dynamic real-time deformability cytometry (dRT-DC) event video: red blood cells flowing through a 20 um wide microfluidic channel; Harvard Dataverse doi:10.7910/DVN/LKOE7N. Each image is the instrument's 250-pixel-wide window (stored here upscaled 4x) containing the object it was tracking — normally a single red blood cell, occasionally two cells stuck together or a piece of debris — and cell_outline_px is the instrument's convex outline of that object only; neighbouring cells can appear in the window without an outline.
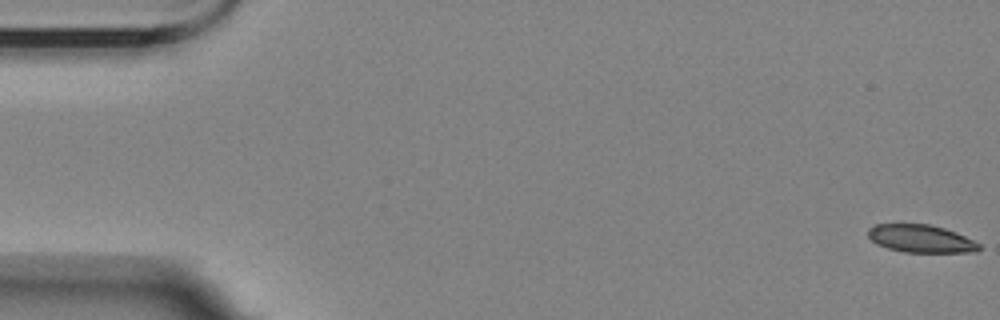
{"species": "Egyptian fruit bat (a non-hibernating species)", "species_latin": "Rousettus aegyptiacus", "temperature_condition": "room temperature", "stored_images_in_passage": 6, "camera_frame_rate_fps": 3000, "um_per_image_px": 0.085, "animal": {"sex": "female"}, "frame": {"image": 1, "passage_image": 1, "time_ms": 0.0, "image_size_px": [1000, 320], "cell_outline_px": [[980, 248], [976, 252], [904, 252], [888, 248], [876, 244], [868, 236], [868, 228], [876, 224], [928, 224], [944, 228], [956, 232], [980, 244]], "centroid_in_image_um": [78.26, 20.28], "position_along_channel_um": 6.7, "area_um2": 17.86}}
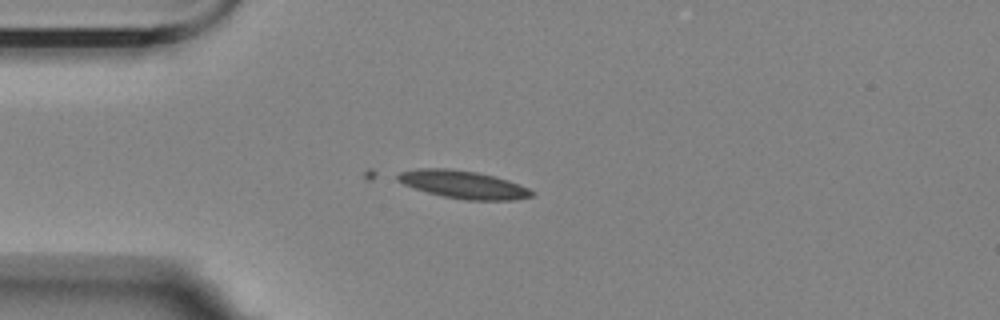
{"frame": {"image": 2, "passage_image": 5, "time_ms": 4.667, "image_size_px": [1000, 320], "cell_outline_px": [[536, 192], [532, 196], [512, 200], [464, 200], [444, 196], [428, 192], [404, 184], [396, 180], [392, 176], [400, 172], [420, 168], [448, 168], [476, 172], [508, 180], [520, 184]], "centroid_in_image_um": [39.36, 15.68], "position_along_channel_um": 45.6, "area_um2": 21.68}}
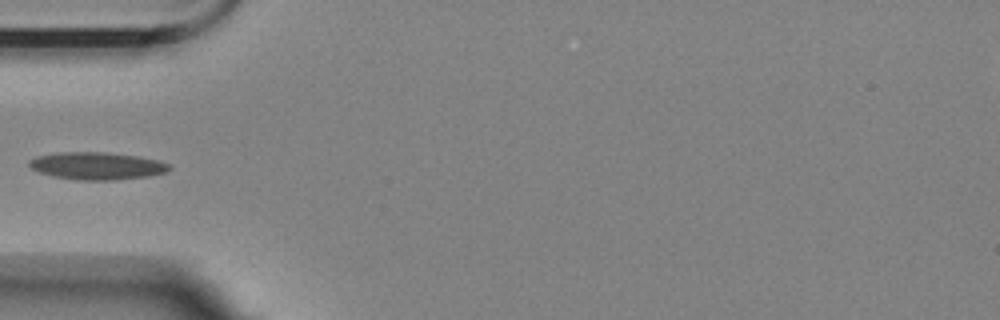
{"frame": {"image": 3, "passage_image": 6, "time_ms": 6.0, "image_size_px": [1000, 320], "cell_outline_px": [[172, 168], [168, 172], [148, 176], [112, 180], [76, 180], [52, 176], [40, 172], [32, 168], [28, 164], [28, 160], [36, 156], [60, 152], [108, 152], [136, 156], [156, 160], [168, 164]], "centroid_in_image_um": [8.22, 14.1], "position_along_channel_um": 76.8, "area_um2": 22.37}}